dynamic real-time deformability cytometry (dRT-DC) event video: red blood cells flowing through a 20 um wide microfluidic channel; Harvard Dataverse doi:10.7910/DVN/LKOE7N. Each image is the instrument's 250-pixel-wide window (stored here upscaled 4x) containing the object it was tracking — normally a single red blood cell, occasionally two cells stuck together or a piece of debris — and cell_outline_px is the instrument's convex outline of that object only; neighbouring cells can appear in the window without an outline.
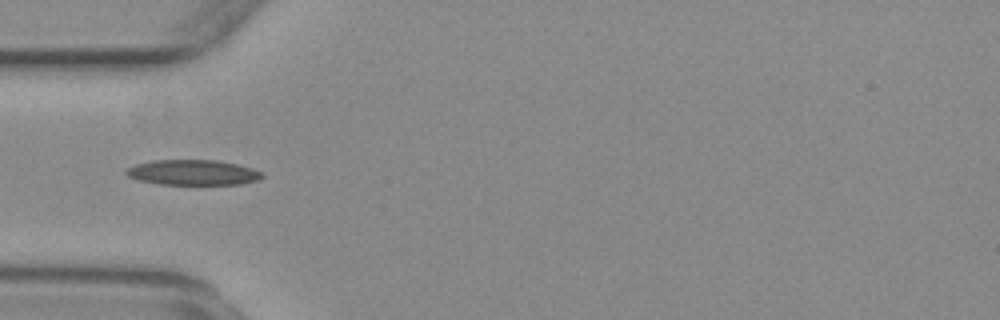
{"species": "common noctule bat (a hibernating species)", "species_latin": "Nyctalus noctula", "temperature_condition": "warm", "stored_images_in_passage": 55, "camera_frame_rate_fps": 3000, "um_per_image_px": 0.085, "animal": {"sex": "female", "body_mass_g": 29.2, "forearm_length_mm": 56.3}, "frame": {"image": 1, "passage_image": 17, "time_ms": 5.333, "image_size_px": [1000, 320], "cell_outline_px": [[264, 176], [256, 180], [240, 184], [160, 184], [140, 180], [128, 176], [124, 172], [128, 168], [136, 164], [152, 160], [216, 160], [236, 164], [252, 168], [260, 172]], "centroid_in_image_um": [16.38, 14.65], "position_along_channel_um": 68.6, "area_um2": 19.77}}
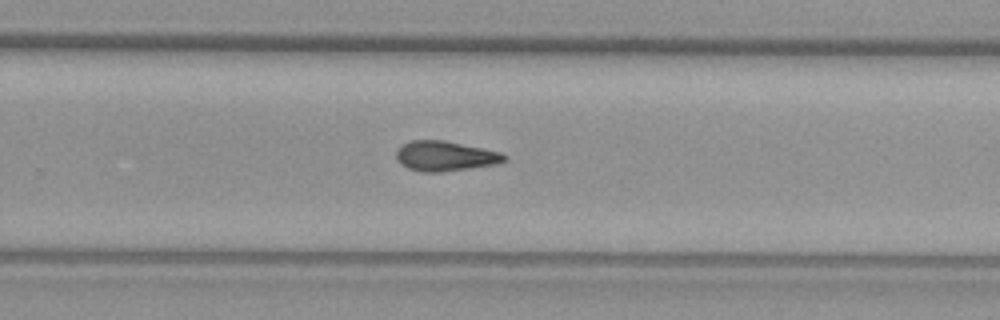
{"frame": {"image": 2, "passage_image": 35, "time_ms": 11.333, "image_size_px": [1000, 320], "cell_outline_px": [[508, 160], [496, 164], [440, 172], [420, 172], [408, 168], [400, 164], [396, 160], [396, 148], [400, 144], [412, 140], [444, 140], [484, 148], [500, 152], [508, 156]], "centroid_in_image_um": [37.81, 13.25], "position_along_channel_um": 292.0, "area_um2": 19.13}}
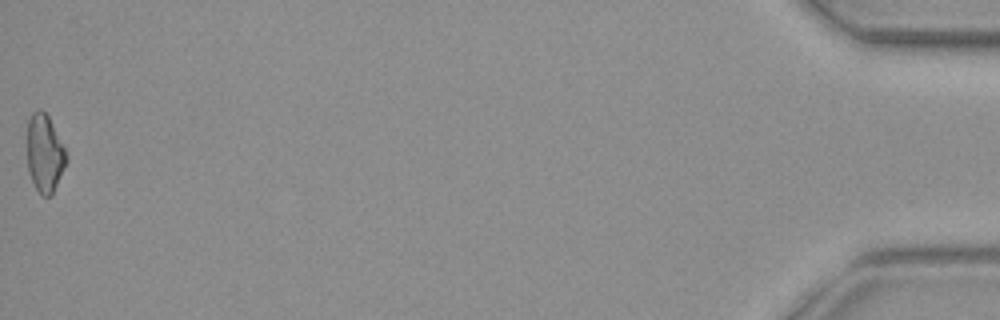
{"frame": {"image": 3, "passage_image": 55, "time_ms": 18.0, "image_size_px": [1000, 320], "cell_outline_px": [[68, 160], [52, 196], [40, 196], [28, 172], [28, 120], [32, 112], [36, 108], [40, 108], [48, 116], [68, 156]], "centroid_in_image_um": [3.8, 13.06], "position_along_channel_um": 431.4, "area_um2": 17.74}, "authors_computed_cell_mechanics": {"area_um2": 18.5538, "velocity_mm_per_s": 3.7172, "shape_relaxation_time_tau1_ms": null, "shape_relaxation_time_tau2_ms": 5.3394, "deformation_change_tau1": null, "deformation_change_tau2": 0.143}}